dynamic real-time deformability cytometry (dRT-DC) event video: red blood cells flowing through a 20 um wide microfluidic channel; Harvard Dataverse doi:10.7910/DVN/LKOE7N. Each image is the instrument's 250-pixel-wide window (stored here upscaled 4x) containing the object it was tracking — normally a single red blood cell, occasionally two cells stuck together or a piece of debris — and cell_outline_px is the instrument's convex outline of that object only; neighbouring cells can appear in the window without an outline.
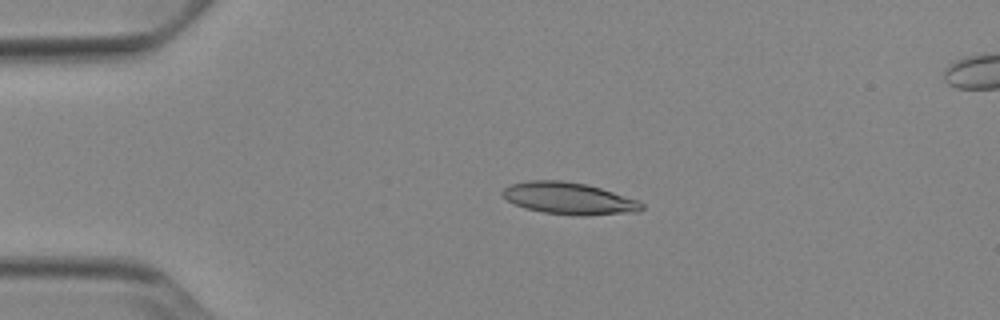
{"species": "Egyptian fruit bat (a non-hibernating species)", "species_latin": "Rousettus aegyptiacus", "temperature_condition": "cold", "stored_images_in_passage": 16, "camera_frame_rate_fps": 3000, "um_per_image_px": 0.085, "animal": {"sex": "female"}, "frame": {"image": 1, "passage_image": 12, "time_ms": 3.667, "image_size_px": [1000, 320], "cell_outline_px": [[644, 208], [640, 212], [588, 216], [580, 216], [544, 212], [524, 208], [508, 200], [500, 192], [504, 188], [512, 184], [528, 180], [560, 180], [588, 184], [640, 200], [644, 204]], "centroid_in_image_um": [48.43, 16.87], "position_along_channel_um": 36.6, "area_um2": 26.18}}